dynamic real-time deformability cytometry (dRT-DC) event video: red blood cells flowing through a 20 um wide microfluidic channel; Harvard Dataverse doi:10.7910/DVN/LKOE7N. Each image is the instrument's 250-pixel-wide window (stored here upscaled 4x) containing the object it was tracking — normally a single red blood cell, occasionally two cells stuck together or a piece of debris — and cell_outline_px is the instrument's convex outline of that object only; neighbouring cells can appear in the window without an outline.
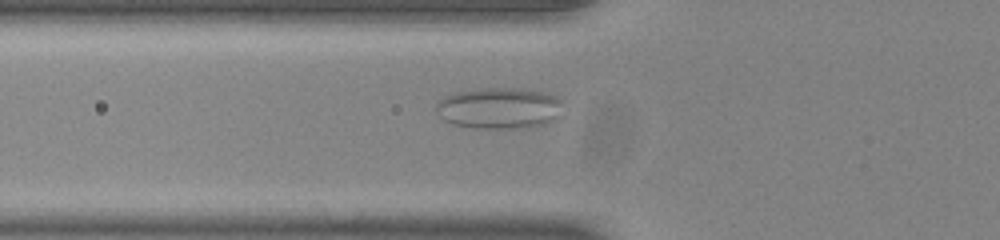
{"species": "common noctule bat (a hibernating species)", "species_latin": "Nyctalus noctula", "temperature_condition": "room temperature", "stored_images_in_passage": 55, "camera_frame_rate_fps": 3000, "um_per_image_px": 0.085, "animal": {"sex": "male", "body_mass_g": 20.0, "forearm_length_mm": 53.3}, "frame": {"image": 1, "passage_image": 21, "time_ms": 6.667, "image_size_px": [1000, 240], "cell_outline_px": [[564, 116], [556, 120], [544, 124], [520, 128], [476, 128], [452, 124], [444, 120], [436, 112], [436, 104], [440, 100], [452, 92], [480, 88], [524, 88], [548, 92], [556, 96], [564, 104]], "centroid_in_image_um": [42.51, 9.18], "position_along_channel_um": 83.3, "area_um2": 31.27}}
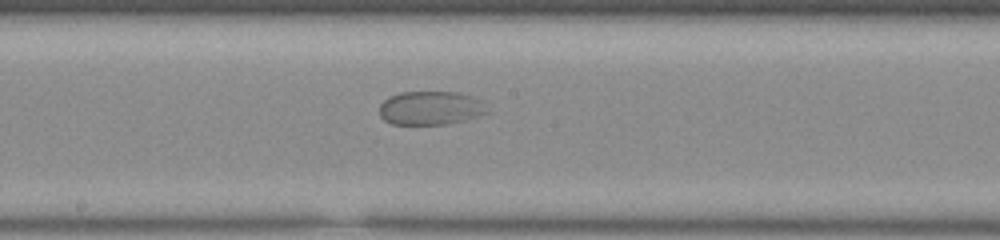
{"frame": {"image": 2, "passage_image": 31, "time_ms": 10.0, "image_size_px": [1000, 240], "cell_outline_px": [[492, 112], [480, 116], [448, 124], [392, 124], [384, 120], [380, 116], [380, 104], [388, 96], [400, 92], [456, 92], [472, 96], [484, 100]], "centroid_in_image_um": [36.67, 9.18], "position_along_channel_um": 211.5, "area_um2": 21.62}}
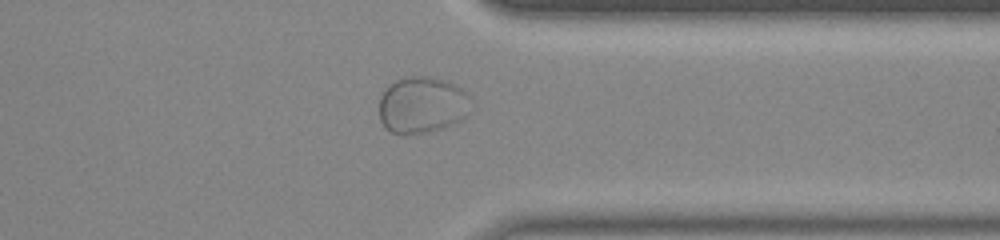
{"frame": {"image": 3, "passage_image": 44, "time_ms": 14.333, "image_size_px": [1000, 240], "cell_outline_px": [[472, 100], [468, 116], [452, 124], [428, 132], [388, 132], [384, 128], [380, 120], [380, 96], [396, 80], [408, 76], [428, 76], [444, 80], [468, 92]], "centroid_in_image_um": [35.92, 8.91], "position_along_channel_um": 375.5, "area_um2": 30.06}}